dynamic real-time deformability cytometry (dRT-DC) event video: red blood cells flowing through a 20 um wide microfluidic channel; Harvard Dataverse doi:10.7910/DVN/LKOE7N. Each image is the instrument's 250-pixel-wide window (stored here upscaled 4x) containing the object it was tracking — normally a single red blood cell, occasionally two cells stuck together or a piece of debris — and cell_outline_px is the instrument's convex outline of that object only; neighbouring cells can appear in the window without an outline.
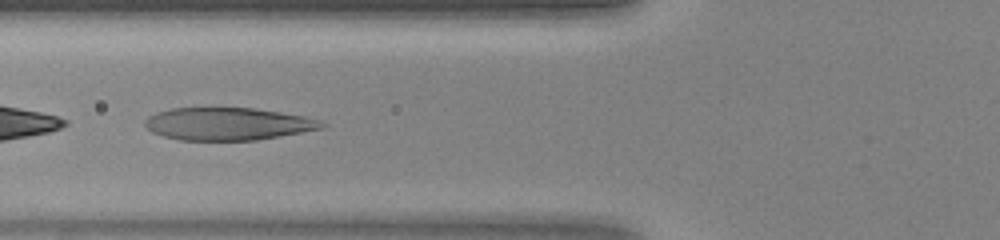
{"species": "human", "species_latin": "Homo sapiens", "temperature_condition": "warm", "stored_images_in_passage": 45, "camera_frame_rate_fps": 3000, "um_per_image_px": 0.085, "donor": {"sex": "female"}, "frame": {"image": 1, "passage_image": 17, "time_ms": 5.333, "image_size_px": [1000, 240], "cell_outline_px": [[328, 124], [324, 128], [256, 140], [180, 140], [164, 136], [152, 132], [144, 124], [144, 120], [148, 116], [156, 112], [172, 108], [252, 108], [280, 112], [304, 116]], "centroid_in_image_um": [19.34, 10.53], "position_along_channel_um": 106.5, "area_um2": 33.35}}
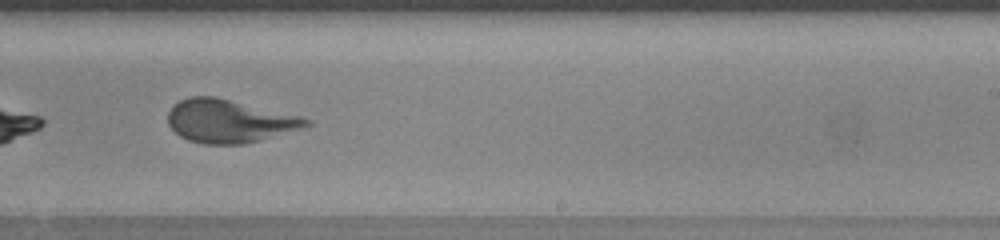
{"frame": {"image": 2, "passage_image": 28, "time_ms": 9.0, "image_size_px": [1000, 240], "cell_outline_px": [[312, 124], [308, 128], [244, 144], [204, 144], [188, 140], [180, 136], [168, 124], [168, 112], [172, 104], [180, 100], [192, 96], [216, 96], [300, 116], [312, 120]], "centroid_in_image_um": [19.52, 10.29], "position_along_channel_um": 269.5, "area_um2": 35.08}}
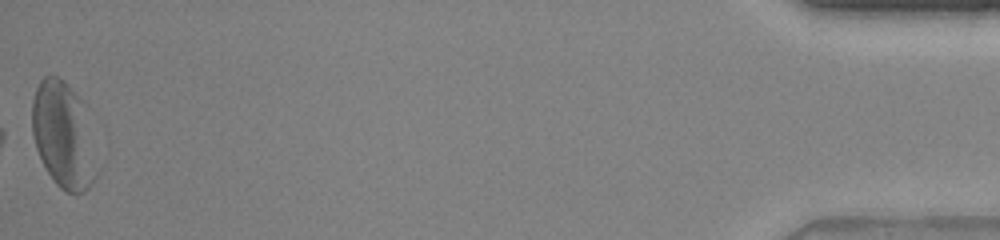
{"frame": {"image": 3, "passage_image": 45, "time_ms": 14.667, "image_size_px": [1000, 240], "cell_outline_px": [[100, 172], [88, 188], [84, 192], [68, 192], [60, 188], [56, 184], [48, 172], [36, 148], [32, 132], [32, 100], [36, 88], [40, 80], [44, 76], [56, 76], [80, 100]], "centroid_in_image_um": [5.36, 11.57], "position_along_channel_um": 429.8, "area_um2": 38.96}}